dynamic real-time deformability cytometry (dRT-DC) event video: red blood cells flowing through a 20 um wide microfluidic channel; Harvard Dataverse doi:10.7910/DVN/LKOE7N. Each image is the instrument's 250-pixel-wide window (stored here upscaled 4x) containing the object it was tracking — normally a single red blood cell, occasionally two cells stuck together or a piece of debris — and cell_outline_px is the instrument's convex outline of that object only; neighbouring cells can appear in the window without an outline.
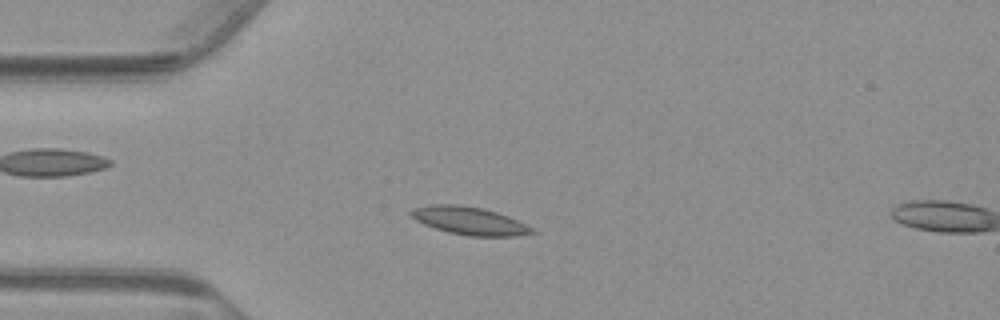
{"species": "common noctule bat (a hibernating species)", "species_latin": "Nyctalus noctula", "temperature_condition": "warm", "stored_images_in_passage": 14, "camera_frame_rate_fps": 3000, "um_per_image_px": 0.085, "animal": {"sex": "male", "body_mass_g": 23.1, "forearm_length_mm": 52.7}, "frame": {"image": 1, "passage_image": 12, "time_ms": 3.667, "image_size_px": [1000, 320], "cell_outline_px": [[536, 232], [512, 236], [468, 236], [448, 232], [424, 224], [416, 220], [408, 212], [416, 208], [432, 204], [460, 204], [480, 208], [496, 212], [508, 216], [532, 228]], "centroid_in_image_um": [39.87, 18.76], "position_along_channel_um": 45.1, "area_um2": 19.31}}